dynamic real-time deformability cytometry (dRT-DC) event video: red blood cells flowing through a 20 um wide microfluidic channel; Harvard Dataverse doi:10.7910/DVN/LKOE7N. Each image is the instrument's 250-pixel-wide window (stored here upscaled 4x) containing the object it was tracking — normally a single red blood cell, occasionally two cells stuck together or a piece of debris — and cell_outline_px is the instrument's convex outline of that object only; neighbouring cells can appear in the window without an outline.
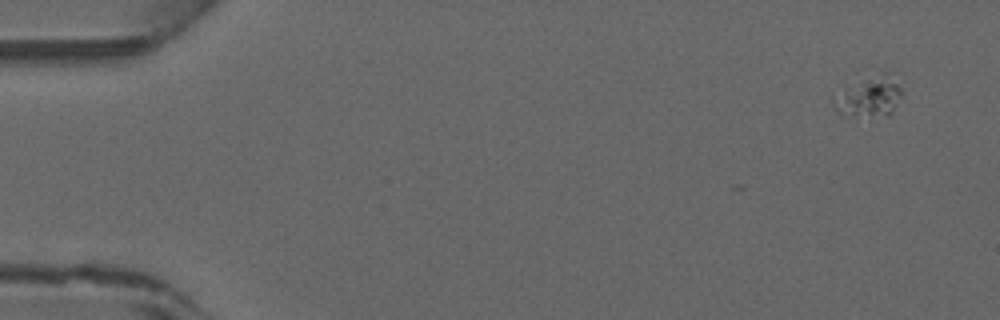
{"species": "common noctule bat (a hibernating species)", "species_latin": "Nyctalus noctula", "temperature_condition": "warm", "stored_images_in_passage": 8, "camera_frame_rate_fps": 3000, "um_per_image_px": 0.085, "animal": {"sex": "male", "forearm_length_mm": 52.5}, "frame": {"image": 1, "passage_image": 1, "time_ms": 0.0, "image_size_px": [1000, 320], "cell_outline_px": [[900, 96], [892, 112], [888, 116], [840, 112], [832, 104], [832, 96], [884, 72], [888, 72], [900, 88]], "centroid_in_image_um": [73.92, 8.23], "position_along_channel_um": 11.1, "area_um2": 14.51}}